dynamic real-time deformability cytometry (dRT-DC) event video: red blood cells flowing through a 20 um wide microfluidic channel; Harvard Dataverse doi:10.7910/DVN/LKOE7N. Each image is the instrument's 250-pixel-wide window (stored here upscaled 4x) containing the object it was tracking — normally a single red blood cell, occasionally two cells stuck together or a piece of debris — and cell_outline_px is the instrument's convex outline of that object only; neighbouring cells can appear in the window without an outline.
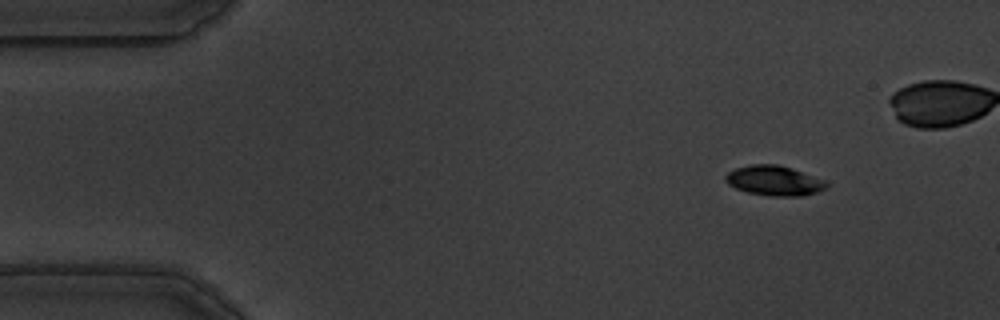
{"species": "common noctule bat (a hibernating species)", "species_latin": "Nyctalus noctula", "temperature_condition": "warm", "stored_images_in_passage": 48, "camera_frame_rate_fps": 3000, "um_per_image_px": 0.085, "animal": {"sex": "male", "body_mass_g": 19.5, "forearm_length_mm": 54.6}, "frame": {"image": 1, "passage_image": 7, "time_ms": 2.0, "image_size_px": [1000, 320], "cell_outline_px": [[828, 188], [804, 196], [768, 196], [748, 192], [736, 188], [728, 184], [724, 180], [724, 176], [728, 172], [736, 168], [752, 164], [776, 164], [792, 168], [824, 180], [828, 184]], "centroid_in_image_um": [65.8, 15.36], "position_along_channel_um": 19.2, "area_um2": 17.63}}
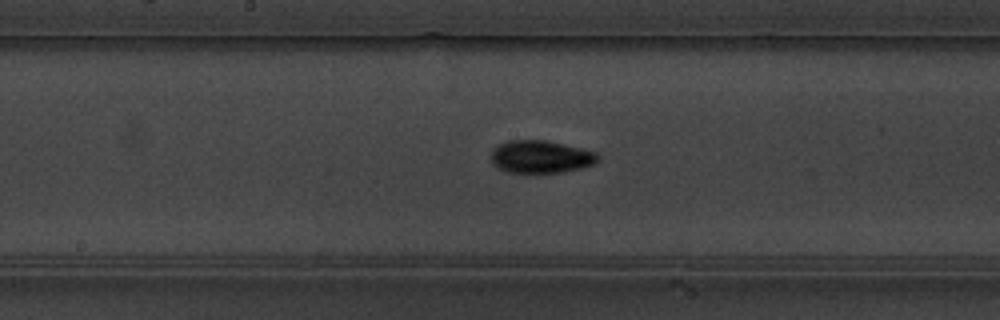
{"frame": {"image": 2, "passage_image": 30, "time_ms": 9.667, "image_size_px": [1000, 320], "cell_outline_px": [[600, 160], [596, 164], [584, 168], [564, 172], [508, 172], [492, 164], [492, 148], [496, 144], [508, 140], [544, 140], [580, 148], [596, 152], [600, 156]], "centroid_in_image_um": [45.99, 13.32], "position_along_channel_um": 202.2, "area_um2": 20.46}}
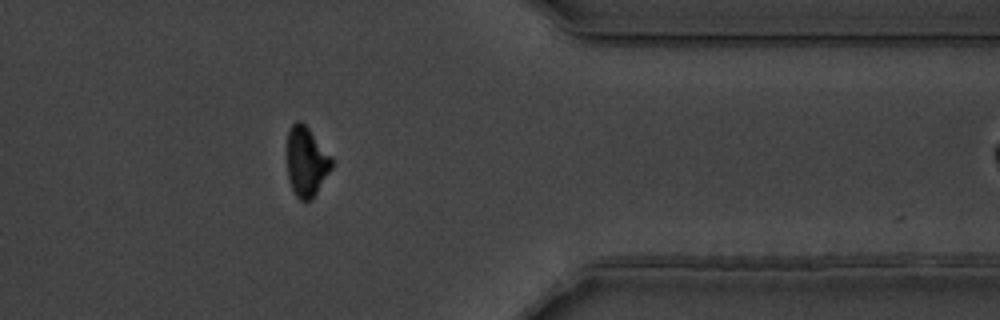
{"frame": {"image": 3, "passage_image": 47, "time_ms": 15.333, "image_size_px": [1000, 320], "cell_outline_px": [[332, 168], [312, 200], [300, 200], [296, 196], [288, 180], [284, 152], [288, 128], [296, 120], [300, 120], [308, 128], [332, 156]], "centroid_in_image_um": [25.98, 13.71], "position_along_channel_um": 385.4, "area_um2": 18.84}}